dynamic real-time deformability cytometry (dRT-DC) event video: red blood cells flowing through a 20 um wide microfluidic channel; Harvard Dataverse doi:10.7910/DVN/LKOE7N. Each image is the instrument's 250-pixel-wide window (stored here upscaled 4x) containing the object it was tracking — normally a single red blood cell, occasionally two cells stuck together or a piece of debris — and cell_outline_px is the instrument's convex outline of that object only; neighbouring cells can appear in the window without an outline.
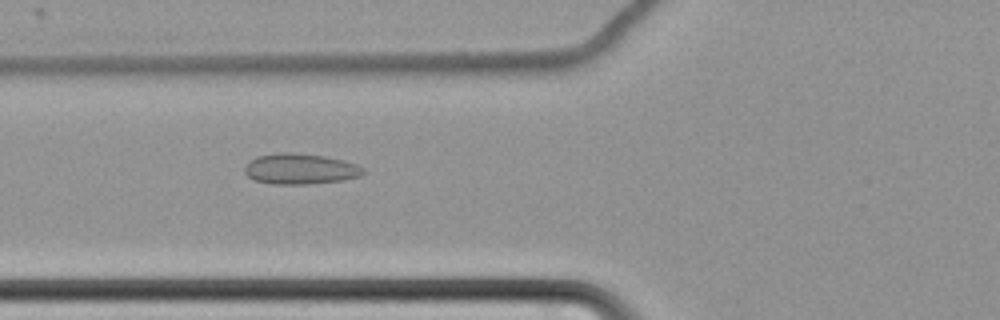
{"species": "common noctule bat (a hibernating species)", "species_latin": "Nyctalus noctula", "temperature_condition": "cold", "stored_images_in_passage": 60, "camera_frame_rate_fps": 3000, "um_per_image_px": 0.085, "animal": {"sex": "female", "body_mass_g": 22.7, "forearm_length_mm": 54.2}, "frame": {"image": 1, "passage_image": 26, "time_ms": 8.333, "image_size_px": [1000, 320], "cell_outline_px": [[364, 172], [360, 176], [344, 180], [308, 184], [272, 184], [256, 180], [248, 176], [244, 172], [244, 168], [256, 156], [280, 152], [288, 152], [324, 156], [356, 164], [364, 168]], "centroid_in_image_um": [25.52, 14.36], "position_along_channel_um": 100.3, "area_um2": 20.98}}
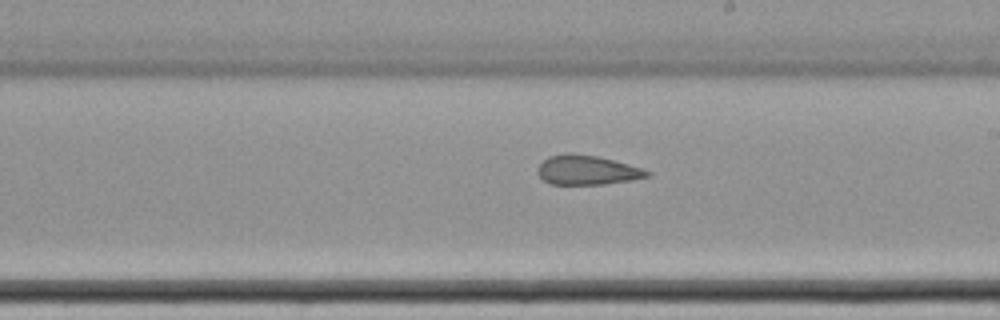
{"frame": {"image": 2, "passage_image": 38, "time_ms": 12.333, "image_size_px": [1000, 320], "cell_outline_px": [[652, 176], [632, 180], [604, 184], [552, 184], [544, 180], [536, 172], [536, 168], [548, 156], [564, 152], [572, 152], [596, 156], [628, 164], [652, 172]], "centroid_in_image_um": [49.89, 14.44], "position_along_channel_um": 239.1, "area_um2": 18.9}}
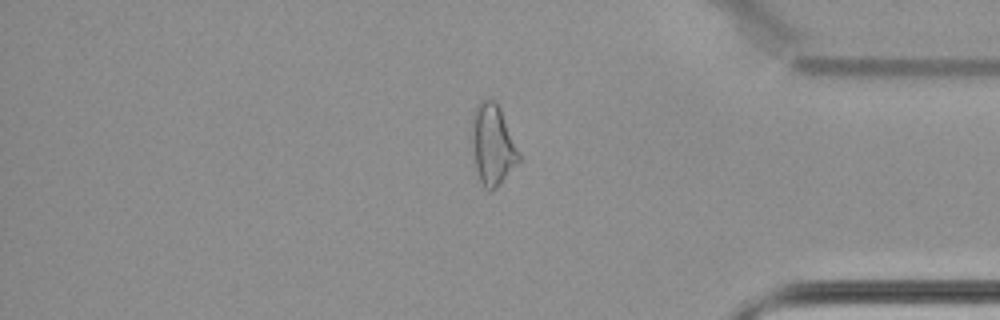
{"frame": {"image": 3, "passage_image": 53, "time_ms": 17.333, "image_size_px": [1000, 320], "cell_outline_px": [[520, 160], [496, 188], [492, 192], [484, 188], [480, 180], [476, 168], [472, 148], [472, 112], [476, 104], [480, 100], [492, 100], [500, 108], [520, 156]], "centroid_in_image_um": [41.84, 12.3], "position_along_channel_um": 393.4, "area_um2": 21.73}}